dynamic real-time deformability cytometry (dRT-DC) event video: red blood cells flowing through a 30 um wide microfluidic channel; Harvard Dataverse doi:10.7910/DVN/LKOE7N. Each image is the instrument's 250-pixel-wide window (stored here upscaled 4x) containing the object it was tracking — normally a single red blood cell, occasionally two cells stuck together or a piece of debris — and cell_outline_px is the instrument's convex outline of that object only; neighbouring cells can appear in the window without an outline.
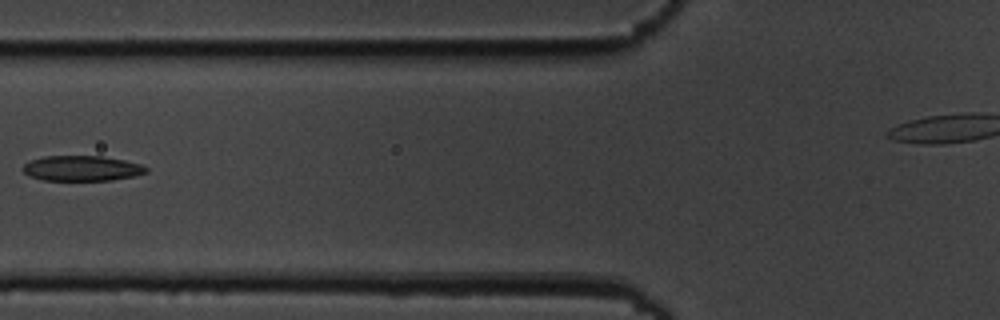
{"species": "common noctule bat (a hibernating species)", "species_latin": "Nyctalus noctula", "temperature_condition": "cold", "stored_images_in_passage": 10, "camera_frame_rate_fps": 3000, "um_per_image_px": 0.085, "animal": {"sex": "male", "body_mass_g": 19.5, "forearm_length_mm": 54.6}, "frame": {"image": 1, "passage_image": 6, "time_ms": 6.0, "image_size_px": [1000, 320], "cell_outline_px": [[148, 172], [136, 176], [112, 180], [44, 180], [28, 176], [20, 168], [28, 160], [44, 156], [100, 156], [124, 160], [140, 164], [148, 168]], "centroid_in_image_um": [6.93, 14.31], "position_along_channel_um": 118.9, "area_um2": 18.32}}
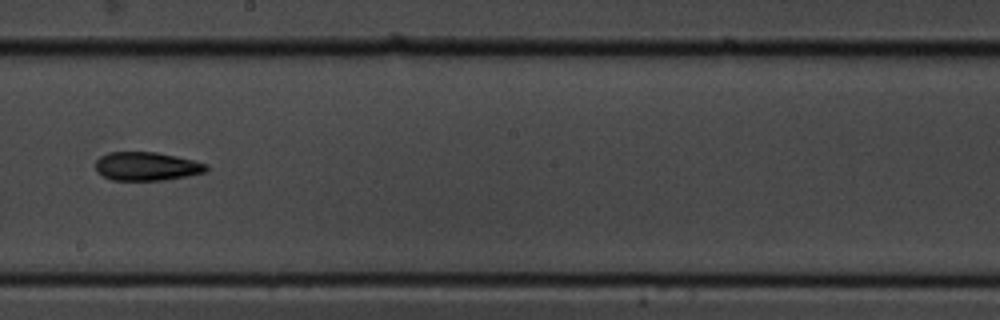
{"frame": {"image": 2, "passage_image": 9, "time_ms": 9.333, "image_size_px": [1000, 320], "cell_outline_px": [[208, 172], [188, 176], [164, 180], [112, 180], [96, 172], [96, 160], [100, 156], [108, 152], [156, 152], [176, 156], [208, 164]], "centroid_in_image_um": [12.48, 14.14], "position_along_channel_um": 235.7, "area_um2": 18.55}}
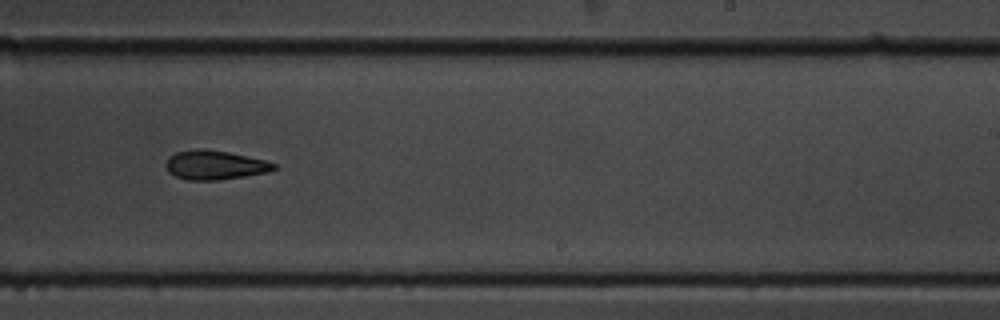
{"frame": {"image": 3, "passage_image": 10, "time_ms": 10.333, "image_size_px": [1000, 320], "cell_outline_px": [[276, 168], [268, 172], [244, 176], [216, 180], [188, 180], [176, 176], [168, 172], [168, 156], [176, 152], [196, 148], [200, 148], [228, 152], [264, 160], [276, 164]], "centroid_in_image_um": [18.26, 14.02], "position_along_channel_um": 270.7, "area_um2": 18.09}}